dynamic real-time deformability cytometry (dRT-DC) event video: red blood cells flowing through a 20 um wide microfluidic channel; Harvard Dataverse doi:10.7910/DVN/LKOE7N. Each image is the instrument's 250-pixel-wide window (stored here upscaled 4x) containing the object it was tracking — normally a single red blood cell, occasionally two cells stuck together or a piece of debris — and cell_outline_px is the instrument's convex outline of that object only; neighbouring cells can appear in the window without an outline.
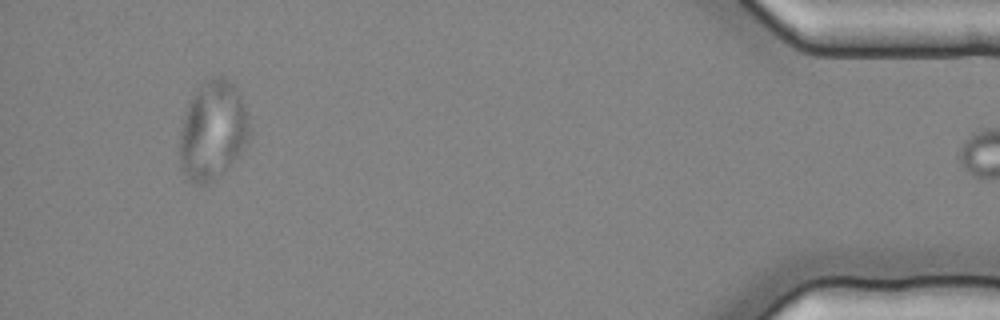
{"species": "common noctule bat (a hibernating species)", "species_latin": "Nyctalus noctula", "temperature_condition": "cold", "stored_images_in_passage": 58, "segment_of_instrument_passage": [2, 2], "camera_frame_rate_fps": 3000, "um_per_image_px": 0.085, "animal": {"sex": "female", "body_mass_g": 25.1}, "frame": {"image": 1, "passage_image": 57, "time_ms": 18.667, "image_size_px": [1000, 320], "cell_outline_px": [[248, 144], [208, 184], [196, 184], [180, 168], [180, 128], [184, 112], [192, 96], [212, 76], [224, 76], [236, 88], [240, 96], [248, 120]], "centroid_in_image_um": [18.05, 11.07], "position_along_channel_um": 417.1, "area_um2": 39.19}}